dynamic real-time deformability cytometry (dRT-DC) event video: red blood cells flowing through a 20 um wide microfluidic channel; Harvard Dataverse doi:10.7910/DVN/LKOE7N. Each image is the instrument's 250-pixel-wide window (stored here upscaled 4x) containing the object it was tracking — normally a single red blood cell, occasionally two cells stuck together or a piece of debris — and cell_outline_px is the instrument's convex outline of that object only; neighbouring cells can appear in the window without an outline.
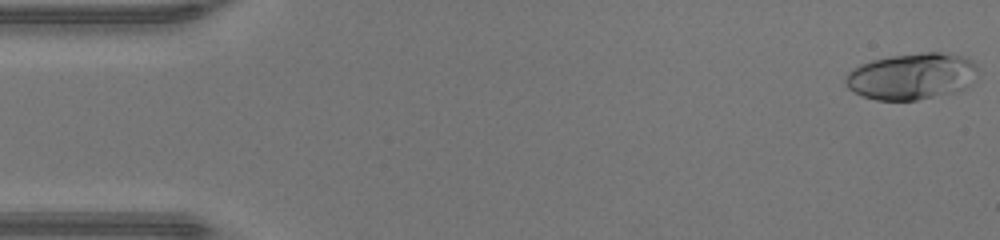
{"species": "human", "species_latin": "Homo sapiens", "temperature_condition": "warm", "stored_images_in_passage": 47, "camera_frame_rate_fps": 3000, "um_per_image_px": 0.085, "donor": {"sex": "male"}, "frame": {"image": 1, "passage_image": 1, "time_ms": 0.0, "image_size_px": [1000, 240], "cell_outline_px": [[980, 68], [968, 84], [964, 88], [956, 92], [916, 100], [876, 100], [864, 96], [848, 88], [844, 84], [844, 80], [848, 72], [852, 68], [860, 64], [872, 60], [892, 56], [920, 52], [940, 52], [964, 56], [972, 60]], "centroid_in_image_um": [77.49, 6.47], "position_along_channel_um": 7.5, "area_um2": 35.89}}
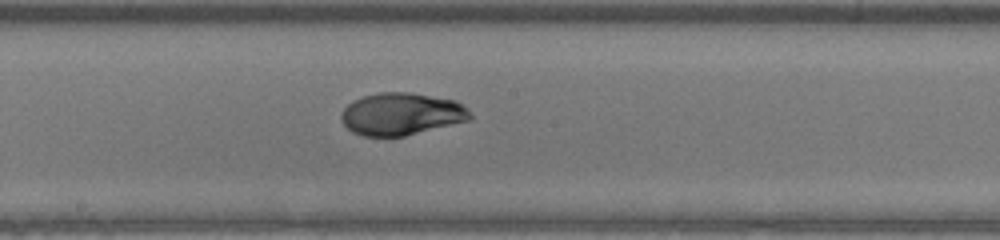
{"frame": {"image": 2, "passage_image": 25, "time_ms": 8.0, "image_size_px": [1000, 240], "cell_outline_px": [[472, 120], [404, 136], [364, 136], [352, 132], [340, 120], [340, 116], [344, 108], [352, 100], [364, 96], [380, 92], [412, 92], [456, 100], [468, 108], [472, 116]], "centroid_in_image_um": [34.14, 9.68], "position_along_channel_um": 214.1, "area_um2": 32.08}}
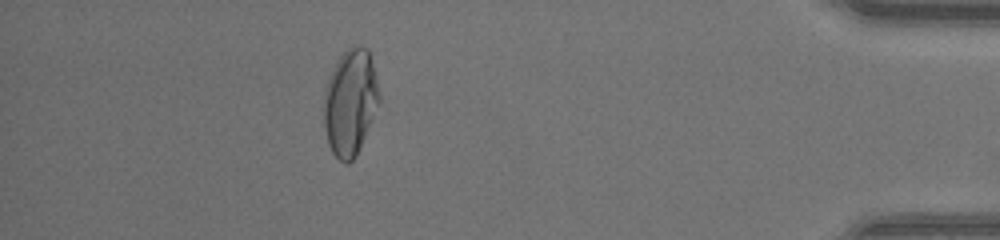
{"frame": {"image": 3, "passage_image": 42, "time_ms": 13.667, "image_size_px": [1000, 240], "cell_outline_px": [[380, 104], [356, 156], [348, 164], [344, 164], [332, 152], [328, 144], [324, 128], [324, 88], [340, 56], [352, 44], [360, 44], [368, 48], [376, 72], [380, 92]], "centroid_in_image_um": [29.8, 8.68], "position_along_channel_um": 405.4, "area_um2": 34.74}, "authors_computed_cell_mechanics": {"area_um2": 32.079, "velocity_mm_per_s": 4.353, "shape_relaxation_time_tau1_ms": 4.3208, "shape_relaxation_time_tau2_ms": 0.7636, "deformation_change_tau1": 0.2438, "deformation_change_tau2": 0.0261}}